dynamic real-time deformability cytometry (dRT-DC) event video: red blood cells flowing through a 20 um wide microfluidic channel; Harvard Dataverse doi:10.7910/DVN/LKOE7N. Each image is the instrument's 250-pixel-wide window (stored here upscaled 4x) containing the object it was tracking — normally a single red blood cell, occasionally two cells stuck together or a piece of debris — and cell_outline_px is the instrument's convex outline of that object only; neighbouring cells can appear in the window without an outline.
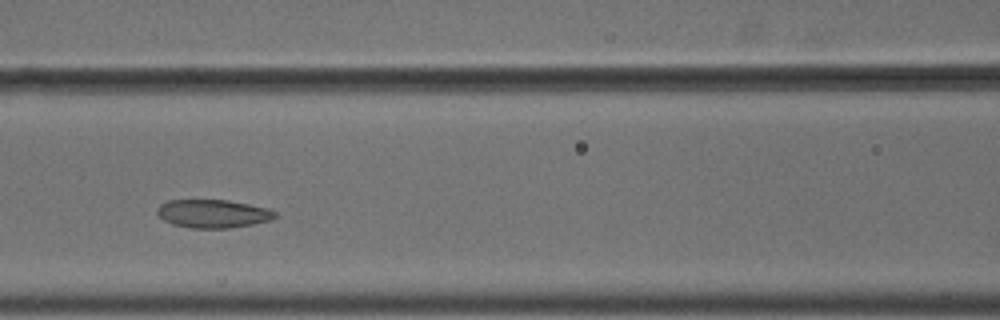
{"species": "common noctule bat (a hibernating species)", "species_latin": "Nyctalus noctula", "temperature_condition": "cold", "stored_images_in_passage": 8, "camera_frame_rate_fps": 3000, "um_per_image_px": 0.085, "animal": {"sex": "male", "body_mass_g": 18.8}, "frame": {"image": 1, "passage_image": 4, "time_ms": 1.0, "image_size_px": [1000, 320], "cell_outline_px": [[276, 216], [272, 220], [252, 224], [228, 228], [192, 228], [172, 224], [164, 220], [156, 212], [156, 208], [160, 204], [168, 200], [228, 200], [268, 208], [276, 212]], "centroid_in_image_um": [18.09, 18.16], "position_along_channel_um": 148.5, "area_um2": 19.42}}
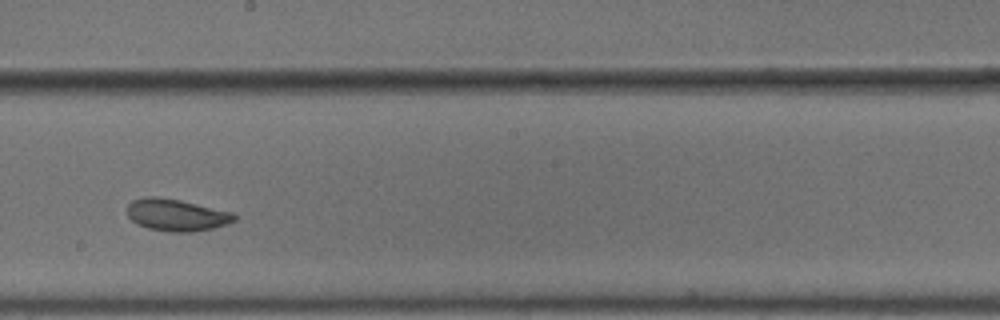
{"frame": {"image": 2, "passage_image": 6, "time_ms": 1.667, "image_size_px": [1000, 320], "cell_outline_px": [[236, 220], [228, 224], [212, 228], [192, 232], [168, 232], [148, 228], [136, 224], [128, 216], [128, 204], [132, 200], [148, 196], [156, 196], [180, 200], [232, 212], [236, 216]], "centroid_in_image_um": [14.99, 18.28], "position_along_channel_um": 233.2, "area_um2": 20.0}}
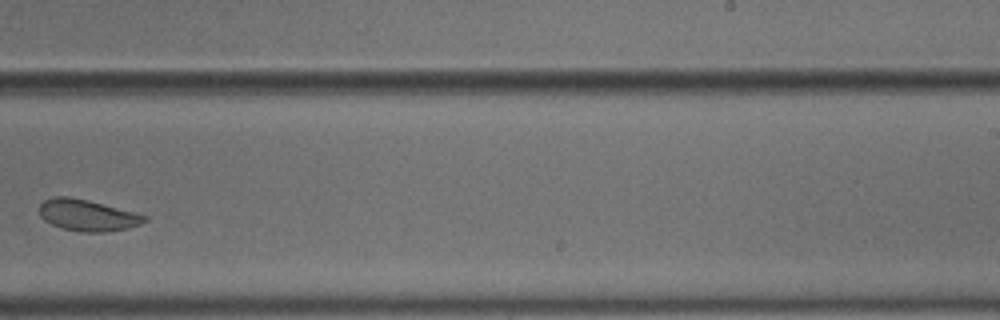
{"frame": {"image": 3, "passage_image": 7, "time_ms": 2.0, "image_size_px": [1000, 320], "cell_outline_px": [[148, 220], [140, 224], [128, 228], [104, 232], [80, 232], [60, 228], [44, 220], [40, 216], [40, 204], [44, 200], [56, 196], [68, 196], [88, 200], [136, 212], [148, 216]], "centroid_in_image_um": [7.45, 18.3], "position_along_channel_um": 281.6, "area_um2": 19.36}}